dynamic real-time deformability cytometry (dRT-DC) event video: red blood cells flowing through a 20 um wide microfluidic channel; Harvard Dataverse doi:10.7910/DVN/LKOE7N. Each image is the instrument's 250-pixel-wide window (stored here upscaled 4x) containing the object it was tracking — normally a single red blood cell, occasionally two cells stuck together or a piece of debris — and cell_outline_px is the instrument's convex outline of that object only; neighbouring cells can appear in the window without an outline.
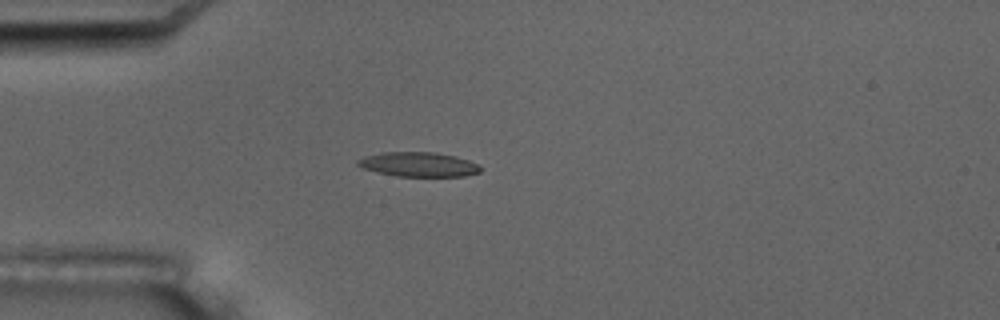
{"species": "common noctule bat (a hibernating species)", "species_latin": "Nyctalus noctula", "temperature_condition": "room temperature", "stored_images_in_passage": 5, "camera_frame_rate_fps": 3000, "um_per_image_px": 0.085, "animal": {"sex": "male", "body_mass_g": 17.5, "forearm_length_mm": 52.3}, "frame": {"image": 1, "passage_image": 5, "time_ms": 4.667, "image_size_px": [1000, 320], "cell_outline_px": [[480, 172], [464, 176], [396, 176], [364, 168], [356, 164], [356, 160], [364, 156], [380, 152], [432, 152], [456, 156], [480, 164]], "centroid_in_image_um": [35.58, 13.96], "position_along_channel_um": 49.4, "area_um2": 17.46}}